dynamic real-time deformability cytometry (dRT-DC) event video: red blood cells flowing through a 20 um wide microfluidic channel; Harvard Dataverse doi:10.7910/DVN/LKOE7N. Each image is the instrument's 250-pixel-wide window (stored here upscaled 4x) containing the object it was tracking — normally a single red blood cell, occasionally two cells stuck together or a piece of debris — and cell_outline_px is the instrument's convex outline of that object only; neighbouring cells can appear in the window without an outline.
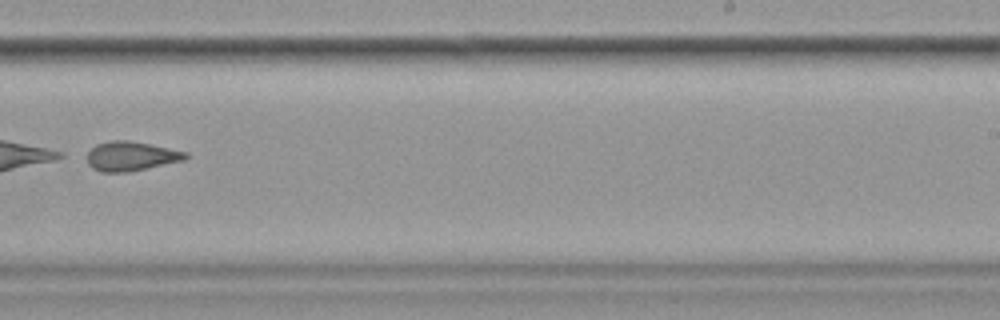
{"species": "common noctule bat (a hibernating species)", "species_latin": "Nyctalus noctula", "temperature_condition": "cold", "stored_images_in_passage": 8, "camera_frame_rate_fps": 3000, "um_per_image_px": 0.085, "animal": {"sex": "female", "body_mass_g": 19.9}, "frame": {"image": 1, "passage_image": 8, "time_ms": 8.333, "image_size_px": [1000, 320], "cell_outline_px": [[188, 156], [184, 160], [128, 172], [100, 172], [92, 168], [88, 164], [88, 152], [96, 144], [112, 140], [128, 140], [188, 152]], "centroid_in_image_um": [11.12, 13.28], "position_along_channel_um": 277.9, "area_um2": 16.7}}